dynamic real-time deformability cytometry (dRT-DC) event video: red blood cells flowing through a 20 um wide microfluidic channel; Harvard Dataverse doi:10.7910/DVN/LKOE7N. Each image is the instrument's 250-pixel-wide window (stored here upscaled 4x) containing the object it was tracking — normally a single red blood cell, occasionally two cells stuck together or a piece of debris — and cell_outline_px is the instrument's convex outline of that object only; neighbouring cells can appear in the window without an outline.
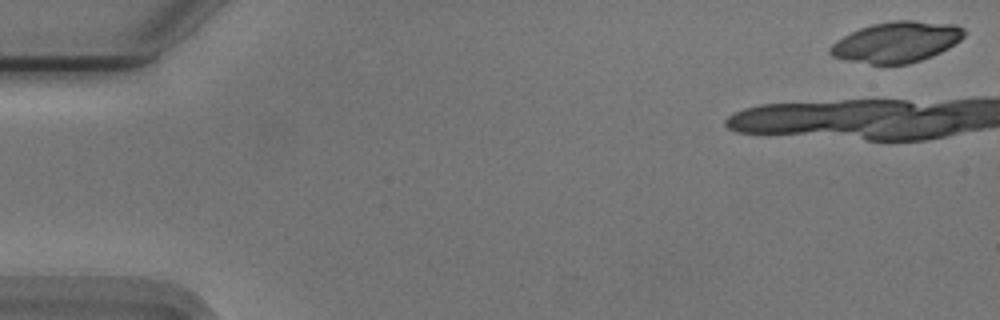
{"species": "Egyptian fruit bat (a non-hibernating species)", "species_latin": "Rousettus aegyptiacus", "temperature_condition": "cold", "stored_images_in_passage": 18, "camera_frame_rate_fps": 3000, "um_per_image_px": 0.085, "animal": {"sex": "male"}, "frame": {"image": 1, "passage_image": 1, "time_ms": 0.0, "image_size_px": [1000, 320], "cell_outline_px": [[964, 36], [960, 40], [948, 48], [940, 52], [920, 60], [908, 64], [872, 64], [848, 60], [832, 56], [828, 52], [828, 48], [836, 40], [860, 28], [872, 24], [892, 20], [912, 20], [956, 24], [964, 28]], "centroid_in_image_um": [76.21, 3.56], "position_along_channel_um": 8.8, "area_um2": 31.67}}
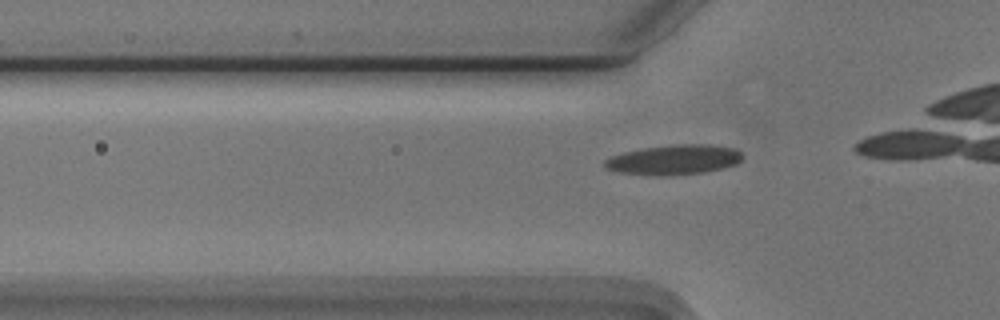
{"frame": {"image": 2, "passage_image": 13, "time_ms": 4.0, "image_size_px": [1000, 320], "cell_outline_px": [[744, 156], [736, 164], [724, 168], [704, 172], [668, 176], [620, 172], [608, 168], [604, 164], [604, 160], [612, 156], [624, 152], [644, 148], [684, 144], [700, 144], [732, 148], [740, 152]], "centroid_in_image_um": [57.31, 13.58], "position_along_channel_um": 68.5, "area_um2": 23.47}}